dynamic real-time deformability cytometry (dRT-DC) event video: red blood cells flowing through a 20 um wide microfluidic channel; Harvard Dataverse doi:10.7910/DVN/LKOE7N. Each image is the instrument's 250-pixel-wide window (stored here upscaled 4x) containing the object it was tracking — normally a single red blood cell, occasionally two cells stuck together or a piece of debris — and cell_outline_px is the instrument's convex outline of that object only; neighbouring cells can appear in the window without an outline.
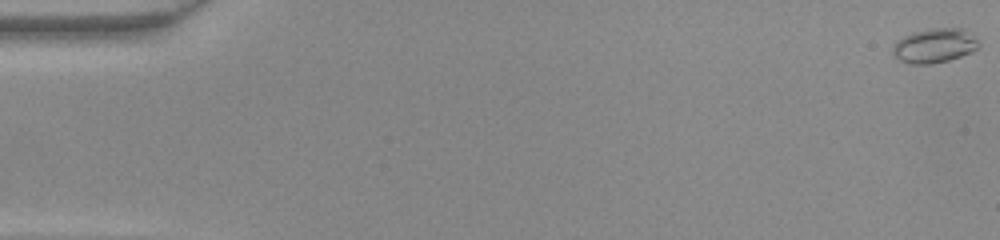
{"species": "common noctule bat (a hibernating species)", "species_latin": "Nyctalus noctula", "temperature_condition": "warm", "stored_images_in_passage": 49, "camera_frame_rate_fps": 3000, "um_per_image_px": 0.085, "animal": {"sex": "female", "body_mass_g": 22.0, "forearm_length_mm": 56.7}, "frame": {"image": 1, "passage_image": 1, "time_ms": 0.0, "image_size_px": [1000, 240], "cell_outline_px": [[980, 44], [972, 52], [948, 60], [928, 64], [912, 64], [900, 60], [892, 52], [892, 44], [896, 40], [912, 32], [928, 28], [964, 28], [976, 36]], "centroid_in_image_um": [79.44, 3.85], "position_along_channel_um": 5.6, "area_um2": 17.4}}
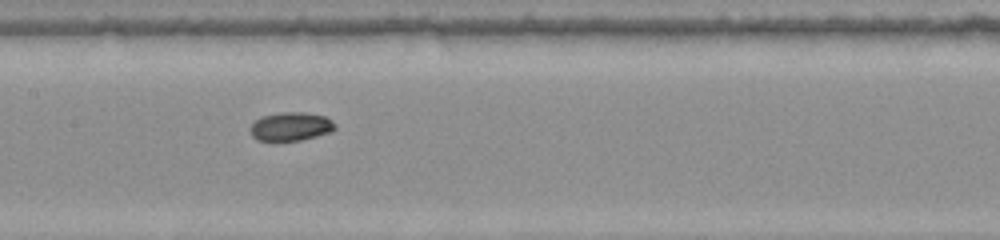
{"frame": {"image": 2, "passage_image": 25, "time_ms": 8.0, "image_size_px": [1000, 240], "cell_outline_px": [[336, 128], [332, 132], [300, 140], [256, 140], [252, 136], [248, 128], [256, 120], [264, 116], [280, 112], [308, 112], [324, 116], [332, 120], [336, 124]], "centroid_in_image_um": [24.74, 10.74], "position_along_channel_um": 182.7, "area_um2": 14.16}}
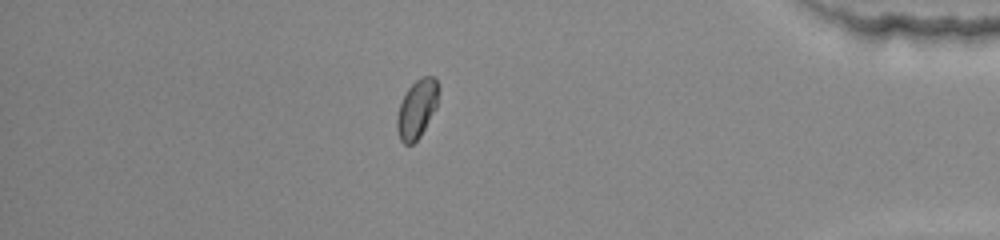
{"frame": {"image": 3, "passage_image": 43, "time_ms": 14.0, "image_size_px": [1000, 240], "cell_outline_px": [[440, 88], [436, 108], [420, 136], [412, 144], [404, 144], [400, 140], [396, 128], [396, 116], [400, 104], [408, 88], [416, 80], [424, 76], [432, 76], [440, 84]], "centroid_in_image_um": [35.44, 9.24], "position_along_channel_um": 399.8, "area_um2": 14.22}}